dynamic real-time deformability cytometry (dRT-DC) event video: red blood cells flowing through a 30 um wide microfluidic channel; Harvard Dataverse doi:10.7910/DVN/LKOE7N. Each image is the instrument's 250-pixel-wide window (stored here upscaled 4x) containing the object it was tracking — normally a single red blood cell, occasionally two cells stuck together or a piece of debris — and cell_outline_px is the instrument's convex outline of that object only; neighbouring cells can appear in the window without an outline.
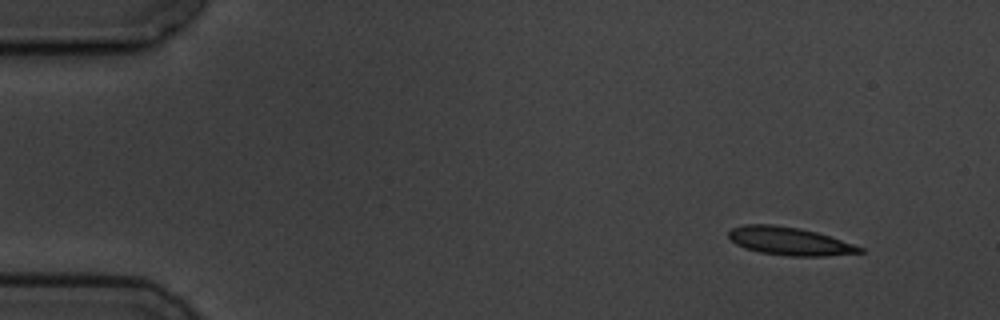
{"species": "common noctule bat (a hibernating species)", "species_latin": "Nyctalus noctula", "temperature_condition": "cold", "stored_images_in_passage": 4, "camera_frame_rate_fps": 3000, "um_per_image_px": 0.085, "animal": {"sex": "male", "body_mass_g": 19.5, "forearm_length_mm": 54.6}, "frame": {"image": 1, "passage_image": 1, "time_ms": 0.0, "image_size_px": [1000, 320], "cell_outline_px": [[864, 252], [828, 256], [788, 256], [760, 252], [744, 248], [736, 244], [728, 236], [728, 232], [732, 228], [744, 224], [772, 224], [800, 228], [816, 232], [864, 248]], "centroid_in_image_um": [67.08, 20.5], "position_along_channel_um": 17.9, "area_um2": 21.33}}
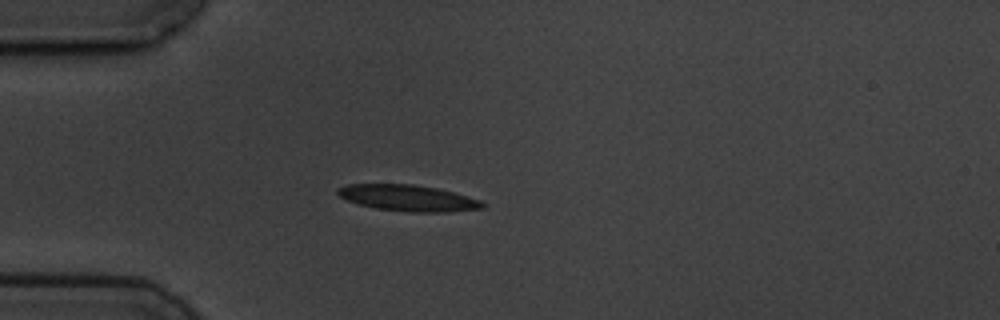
{"frame": {"image": 2, "passage_image": 4, "time_ms": 3.333, "image_size_px": [1000, 320], "cell_outline_px": [[488, 204], [484, 208], [444, 212], [408, 212], [376, 208], [356, 204], [340, 196], [336, 192], [336, 188], [348, 184], [412, 184], [436, 188], [468, 196], [480, 200]], "centroid_in_image_um": [34.68, 16.83], "position_along_channel_um": 50.3, "area_um2": 22.14}}